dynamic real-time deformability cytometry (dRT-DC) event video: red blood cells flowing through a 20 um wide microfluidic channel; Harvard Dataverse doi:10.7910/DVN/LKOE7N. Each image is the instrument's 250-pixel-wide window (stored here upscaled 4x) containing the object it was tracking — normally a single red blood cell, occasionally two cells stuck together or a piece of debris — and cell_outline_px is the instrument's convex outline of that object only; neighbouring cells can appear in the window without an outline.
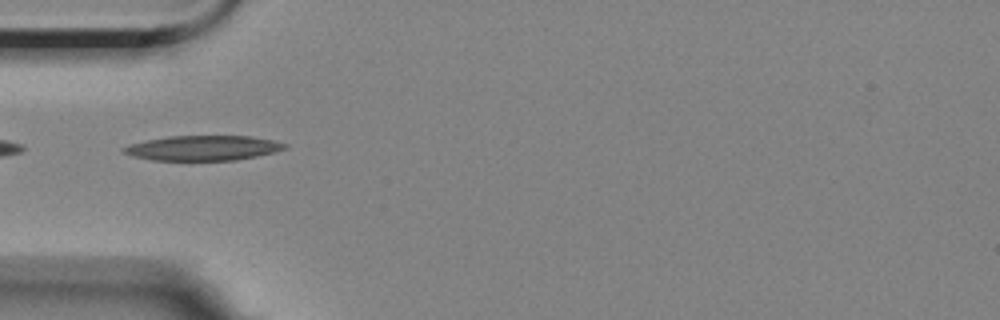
{"species": "Egyptian fruit bat (a non-hibernating species)", "species_latin": "Rousettus aegyptiacus", "temperature_condition": "room temperature", "stored_images_in_passage": 41, "camera_frame_rate_fps": 3000, "um_per_image_px": 0.085, "animal": {"sex": "female"}, "frame": {"image": 1, "passage_image": 2, "time_ms": 0.333, "image_size_px": [1000, 320], "cell_outline_px": [[288, 148], [256, 156], [236, 160], [152, 160], [132, 156], [124, 152], [120, 148], [128, 144], [168, 136], [252, 136], [272, 140], [288, 144]], "centroid_in_image_um": [17.24, 12.57], "position_along_channel_um": 67.8, "area_um2": 23.35}}
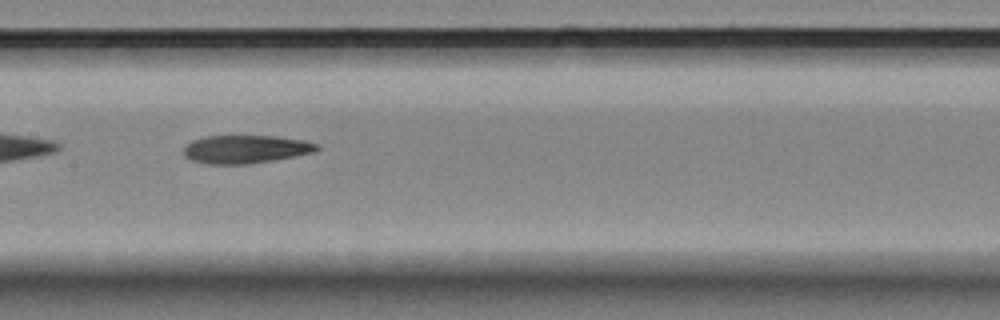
{"frame": {"image": 2, "passage_image": 12, "time_ms": 3.667, "image_size_px": [1000, 320], "cell_outline_px": [[320, 148], [312, 152], [272, 160], [248, 164], [208, 164], [192, 160], [184, 156], [184, 148], [192, 140], [204, 136], [276, 136], [304, 140], [320, 144]], "centroid_in_image_um": [20.87, 12.67], "position_along_channel_um": 186.5, "area_um2": 21.73}}
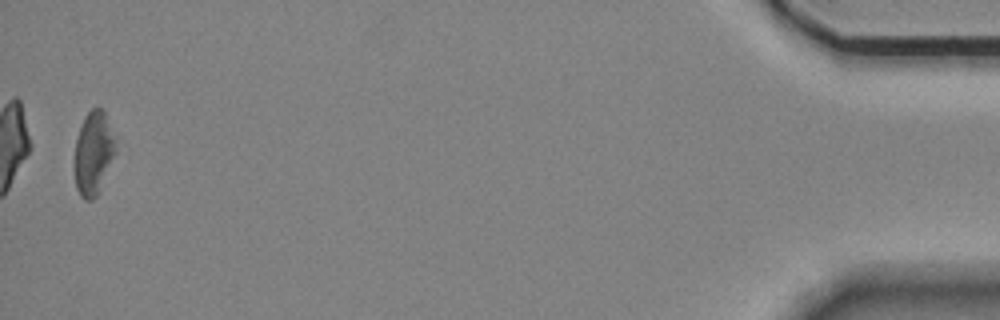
{"frame": {"image": 3, "passage_image": 40, "time_ms": 13.0, "image_size_px": [1000, 320], "cell_outline_px": [[120, 136], [116, 152], [96, 196], [92, 200], [84, 200], [80, 196], [76, 188], [76, 140], [84, 116], [92, 108], [104, 108]], "centroid_in_image_um": [8.04, 12.9], "position_along_channel_um": 427.2, "area_um2": 20.52}}